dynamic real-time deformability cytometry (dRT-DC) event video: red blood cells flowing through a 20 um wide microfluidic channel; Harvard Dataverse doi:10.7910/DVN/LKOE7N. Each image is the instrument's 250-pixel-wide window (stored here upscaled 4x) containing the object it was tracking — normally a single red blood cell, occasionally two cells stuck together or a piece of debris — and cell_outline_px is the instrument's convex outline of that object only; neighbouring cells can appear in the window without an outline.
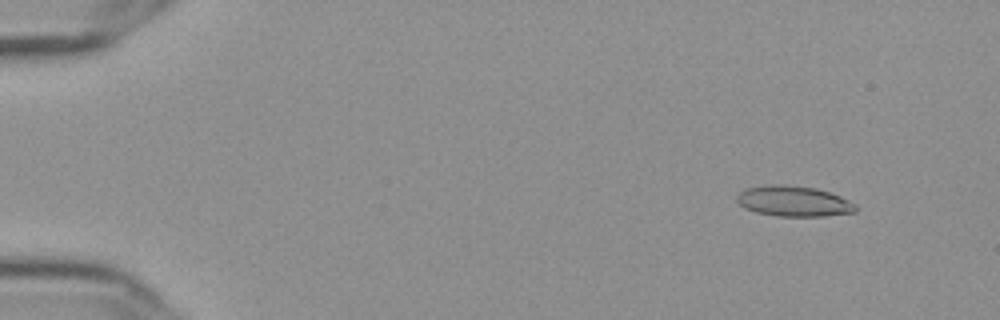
{"species": "Egyptian fruit bat (a non-hibernating species)", "species_latin": "Rousettus aegyptiacus", "temperature_condition": "cold", "stored_images_in_passage": 57, "camera_frame_rate_fps": 3000, "um_per_image_px": 0.085, "frame": {"image": 1, "passage_image": 6, "time_ms": 1.667, "image_size_px": [1000, 320], "cell_outline_px": [[856, 212], [824, 216], [776, 216], [756, 212], [744, 208], [736, 200], [736, 196], [740, 192], [748, 188], [772, 184], [780, 184], [816, 188], [840, 196], [856, 204]], "centroid_in_image_um": [67.46, 17.11], "position_along_channel_um": 17.5, "area_um2": 21.04}}
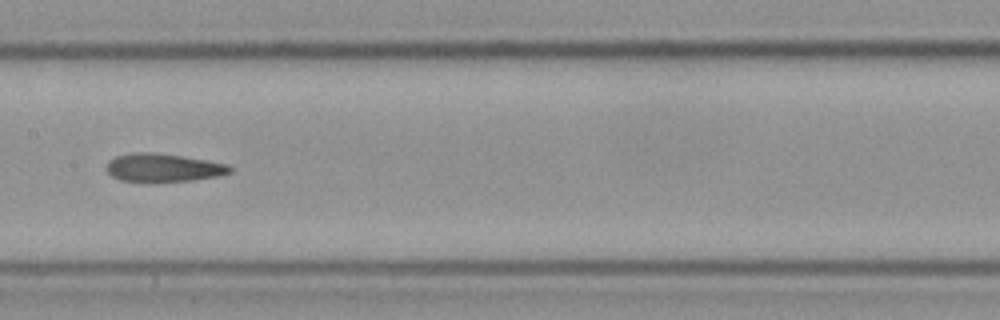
{"frame": {"image": 2, "passage_image": 30, "time_ms": 9.667, "image_size_px": [1000, 320], "cell_outline_px": [[232, 172], [220, 176], [192, 180], [148, 184], [120, 180], [112, 176], [108, 172], [108, 160], [116, 156], [132, 152], [152, 152], [180, 156], [228, 164], [232, 168]], "centroid_in_image_um": [13.86, 14.29], "position_along_channel_um": 193.5, "area_um2": 20.75}}
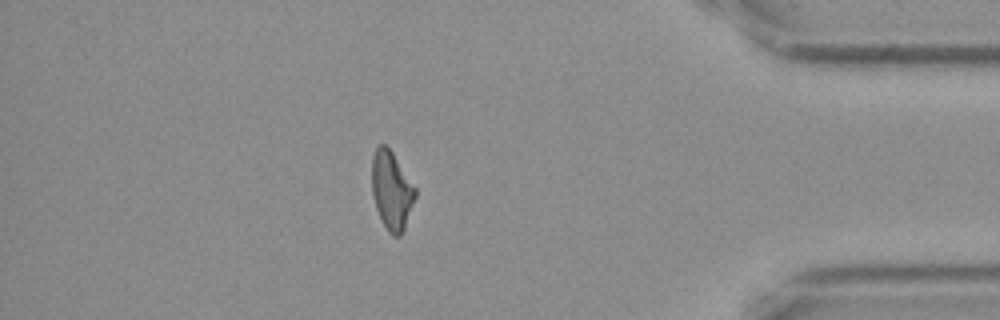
{"frame": {"image": 3, "passage_image": 50, "time_ms": 16.333, "image_size_px": [1000, 320], "cell_outline_px": [[416, 196], [404, 228], [400, 236], [392, 236], [388, 232], [376, 208], [372, 192], [372, 156], [376, 148], [380, 144], [384, 144], [392, 152], [416, 188]], "centroid_in_image_um": [33.28, 16.18], "position_along_channel_um": 401.9, "area_um2": 19.54}, "authors_computed_cell_mechanics": {"area_um2": 20.4612, "velocity_mm_per_s": 3.633, "shape_relaxation_time_tau1_ms": null, "shape_relaxation_time_tau2_ms": 4.1075, "deformation_change_tau1": null, "deformation_change_tau2": 0.1344}}